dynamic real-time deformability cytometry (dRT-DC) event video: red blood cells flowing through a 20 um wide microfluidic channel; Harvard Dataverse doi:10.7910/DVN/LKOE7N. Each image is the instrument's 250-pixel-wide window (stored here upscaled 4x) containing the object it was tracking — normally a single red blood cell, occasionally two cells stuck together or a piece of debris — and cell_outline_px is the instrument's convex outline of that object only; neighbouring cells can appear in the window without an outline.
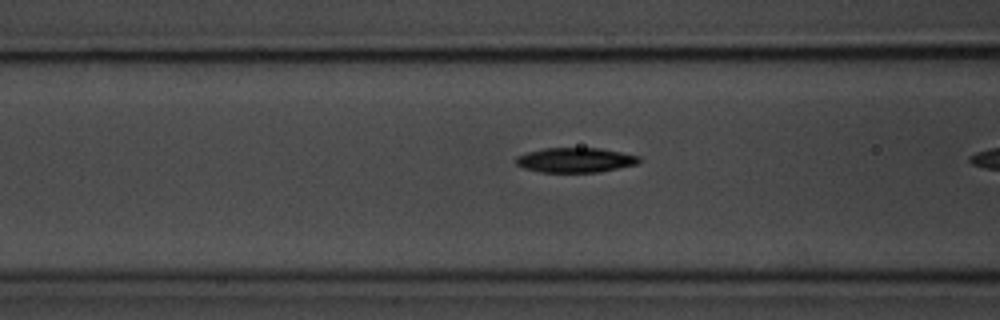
{"species": "common noctule bat (a hibernating species)", "species_latin": "Nyctalus noctula", "temperature_condition": "room temperature", "stored_images_in_passage": 11, "camera_frame_rate_fps": 3000, "um_per_image_px": 0.085, "animal": {"sex": "male", "body_mass_g": 20.1, "forearm_length_mm": 53.5}, "frame": {"image": 1, "passage_image": 10, "time_ms": 3.0, "image_size_px": [1000, 320], "cell_outline_px": [[640, 160], [636, 164], [600, 172], [540, 172], [524, 168], [516, 164], [512, 160], [516, 156], [528, 152], [544, 148], [600, 148], [640, 156]], "centroid_in_image_um": [48.86, 13.6], "position_along_channel_um": 117.7, "area_um2": 17.8}}